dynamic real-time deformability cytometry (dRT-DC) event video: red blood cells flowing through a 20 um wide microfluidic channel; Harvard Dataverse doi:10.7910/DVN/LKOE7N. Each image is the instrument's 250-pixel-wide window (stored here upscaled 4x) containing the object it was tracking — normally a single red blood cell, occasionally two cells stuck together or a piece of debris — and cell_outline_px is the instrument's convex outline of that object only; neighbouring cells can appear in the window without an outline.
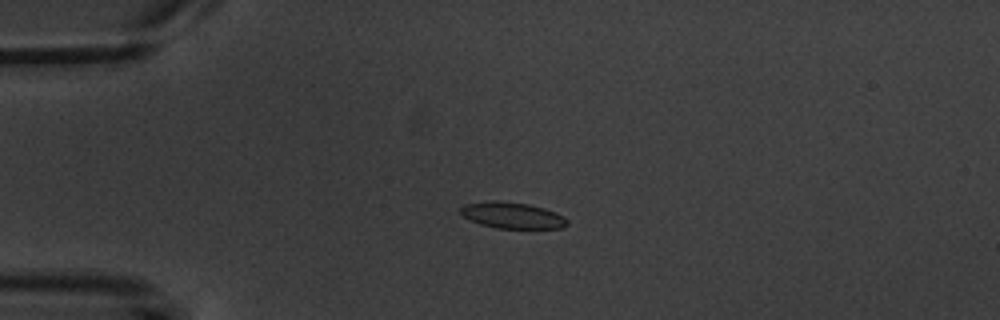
{"species": "common noctule bat (a hibernating species)", "species_latin": "Nyctalus noctula", "temperature_condition": "warm", "stored_images_in_passage": 6, "camera_frame_rate_fps": 3000, "um_per_image_px": 0.085, "animal": {"sex": "male", "body_mass_g": 20.1, "forearm_length_mm": 53.5}, "frame": {"image": 1, "passage_image": 4, "time_ms": 4.0, "image_size_px": [1000, 320], "cell_outline_px": [[568, 224], [564, 228], [496, 228], [480, 224], [464, 216], [460, 212], [460, 208], [464, 204], [492, 200], [496, 200], [528, 204], [544, 208], [556, 212], [564, 216], [568, 220]], "centroid_in_image_um": [43.57, 18.3], "position_along_channel_um": 41.4, "area_um2": 16.3}}